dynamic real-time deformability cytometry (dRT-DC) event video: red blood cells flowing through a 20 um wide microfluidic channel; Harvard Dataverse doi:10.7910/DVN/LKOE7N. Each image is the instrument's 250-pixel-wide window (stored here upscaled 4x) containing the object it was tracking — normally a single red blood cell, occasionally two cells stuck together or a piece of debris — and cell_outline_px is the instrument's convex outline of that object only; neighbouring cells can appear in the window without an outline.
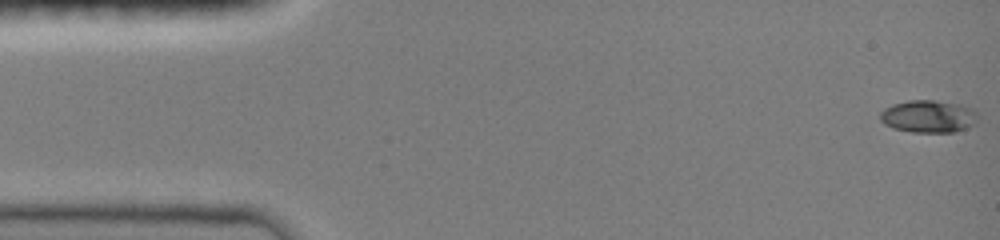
{"species": "common noctule bat (a hibernating species)", "species_latin": "Nyctalus noctula", "temperature_condition": "room temperature", "stored_images_in_passage": 47, "camera_frame_rate_fps": 3000, "um_per_image_px": 0.085, "animal": {"sex": "female", "body_mass_g": 19.0, "forearm_length_mm": 51.5}, "frame": {"image": 1, "passage_image": 1, "time_ms": 0.0, "image_size_px": [1000, 240], "cell_outline_px": [[976, 124], [952, 132], [912, 132], [892, 128], [884, 124], [880, 120], [880, 112], [884, 108], [892, 104], [908, 100], [932, 100], [960, 104], [972, 108], [976, 112]], "centroid_in_image_um": [78.88, 9.89], "position_along_channel_um": 6.1, "area_um2": 18.5}}
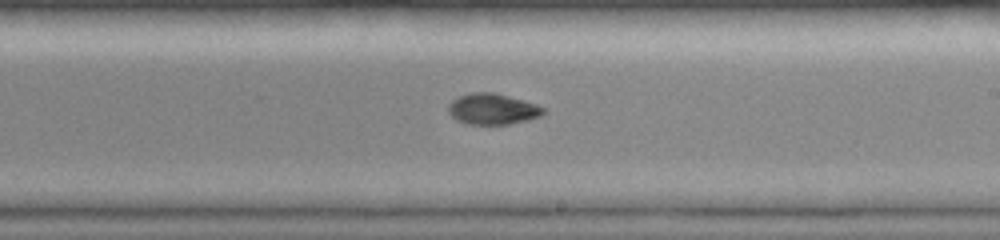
{"frame": {"image": 2, "passage_image": 28, "time_ms": 9.0, "image_size_px": [1000, 240], "cell_outline_px": [[544, 112], [540, 116], [528, 120], [508, 124], [468, 124], [456, 120], [448, 112], [448, 104], [452, 100], [460, 96], [472, 92], [492, 92], [524, 100], [536, 104], [544, 108]], "centroid_in_image_um": [41.85, 9.27], "position_along_channel_um": 247.2, "area_um2": 17.05}}
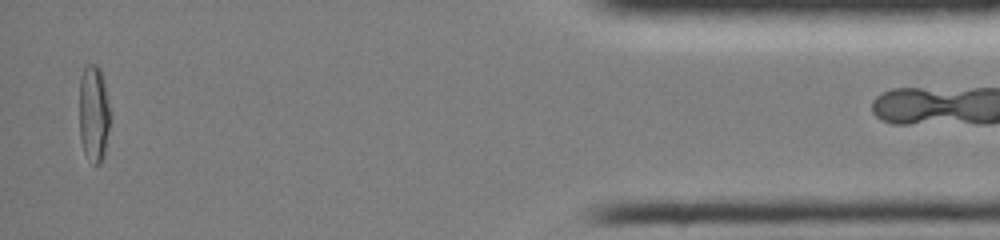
{"frame": {"image": 3, "passage_image": 46, "time_ms": 15.0, "image_size_px": [1000, 240], "cell_outline_px": [[112, 116], [104, 156], [100, 164], [96, 164], [84, 152], [80, 140], [80, 76], [84, 68], [88, 64], [96, 64], [100, 68], [104, 80], [112, 112]], "centroid_in_image_um": [8.01, 9.62], "position_along_channel_um": 427.2, "area_um2": 17.86}}